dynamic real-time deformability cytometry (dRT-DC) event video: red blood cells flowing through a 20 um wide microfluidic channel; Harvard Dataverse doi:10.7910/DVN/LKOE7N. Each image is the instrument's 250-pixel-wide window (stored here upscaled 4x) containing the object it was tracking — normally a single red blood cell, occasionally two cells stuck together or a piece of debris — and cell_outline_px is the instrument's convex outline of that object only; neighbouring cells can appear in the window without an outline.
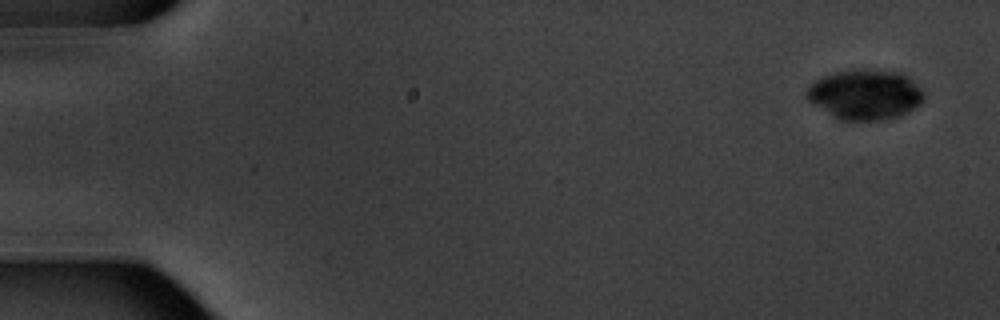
{"species": "common noctule bat (a hibernating species)", "species_latin": "Nyctalus noctula", "temperature_condition": "warm", "stored_images_in_passage": 5, "camera_frame_rate_fps": 3000, "um_per_image_px": 0.085, "animal": {"sex": "male", "body_mass_g": 20.1, "forearm_length_mm": 53.5}, "frame": {"image": 1, "passage_image": 1, "time_ms": 0.0, "image_size_px": [1000, 320], "cell_outline_px": [[924, 100], [920, 104], [908, 112], [896, 116], [880, 120], [840, 120], [832, 116], [808, 100], [804, 96], [808, 88], [816, 80], [824, 76], [836, 72], [900, 72], [908, 76], [924, 92]], "centroid_in_image_um": [73.54, 8.08], "position_along_channel_um": 11.5, "area_um2": 33.18}}